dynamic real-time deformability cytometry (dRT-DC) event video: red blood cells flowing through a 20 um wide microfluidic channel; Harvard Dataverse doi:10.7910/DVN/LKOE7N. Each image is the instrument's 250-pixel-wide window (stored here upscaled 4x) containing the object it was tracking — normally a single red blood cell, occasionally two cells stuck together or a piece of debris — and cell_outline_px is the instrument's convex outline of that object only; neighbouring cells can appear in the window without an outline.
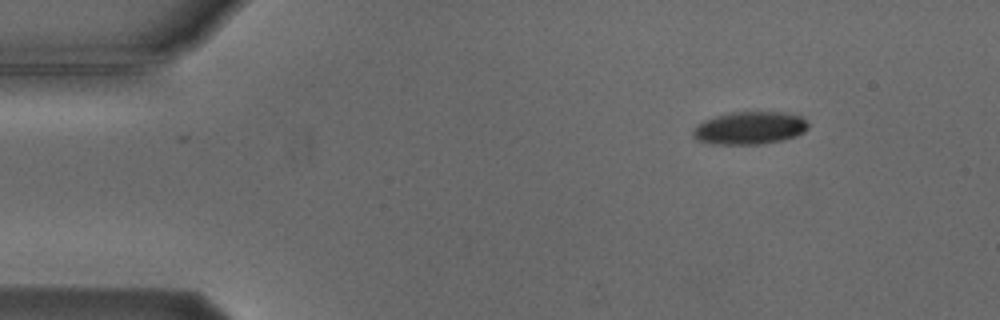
{"species": "Egyptian fruit bat (a non-hibernating species)", "species_latin": "Rousettus aegyptiacus", "temperature_condition": "cold", "stored_images_in_passage": 4, "camera_frame_rate_fps": 3000, "um_per_image_px": 0.085, "animal": {"sex": "male"}, "frame": {"image": 1, "passage_image": 1, "time_ms": 0.0, "image_size_px": [1000, 320], "cell_outline_px": [[808, 128], [804, 132], [796, 136], [784, 140], [760, 144], [716, 144], [696, 140], [692, 136], [692, 132], [696, 124], [704, 120], [728, 112], [784, 112], [804, 116], [808, 124]], "centroid_in_image_um": [63.74, 10.87], "position_along_channel_um": 21.3, "area_um2": 22.25}}
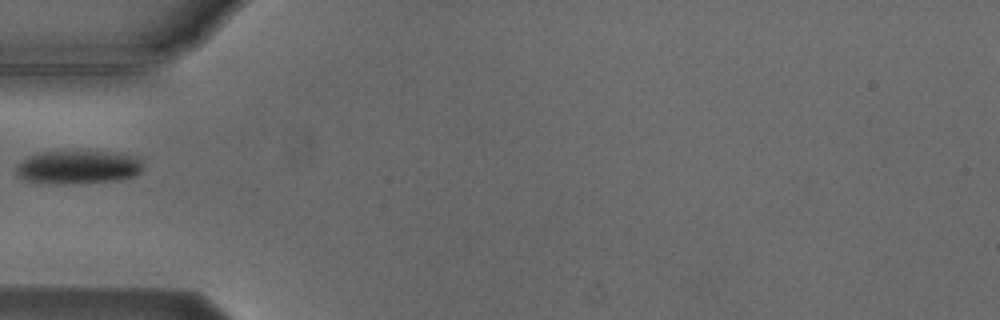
{"frame": {"image": 2, "passage_image": 4, "time_ms": 3.667, "image_size_px": [1000, 320], "cell_outline_px": [[140, 172], [136, 176], [120, 180], [72, 184], [48, 184], [24, 180], [16, 172], [16, 164], [28, 156], [40, 152], [116, 152], [132, 156], [140, 160]], "centroid_in_image_um": [6.59, 14.23], "position_along_channel_um": 78.4, "area_um2": 24.74}}